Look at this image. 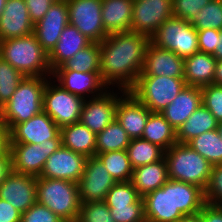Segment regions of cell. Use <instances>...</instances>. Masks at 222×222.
Returning a JSON list of instances; mask_svg holds the SVG:
<instances>
[{
  "mask_svg": "<svg viewBox=\"0 0 222 222\" xmlns=\"http://www.w3.org/2000/svg\"><path fill=\"white\" fill-rule=\"evenodd\" d=\"M178 222H202V218L201 215L198 213L195 215L184 216Z\"/></svg>",
  "mask_w": 222,
  "mask_h": 222,
  "instance_id": "db71d44e",
  "label": "cell"
},
{
  "mask_svg": "<svg viewBox=\"0 0 222 222\" xmlns=\"http://www.w3.org/2000/svg\"><path fill=\"white\" fill-rule=\"evenodd\" d=\"M133 169L164 158L165 150L142 138H133L126 148Z\"/></svg>",
  "mask_w": 222,
  "mask_h": 222,
  "instance_id": "4dcf8cb0",
  "label": "cell"
},
{
  "mask_svg": "<svg viewBox=\"0 0 222 222\" xmlns=\"http://www.w3.org/2000/svg\"><path fill=\"white\" fill-rule=\"evenodd\" d=\"M21 222H64L45 205L36 202L21 215Z\"/></svg>",
  "mask_w": 222,
  "mask_h": 222,
  "instance_id": "ee69618b",
  "label": "cell"
},
{
  "mask_svg": "<svg viewBox=\"0 0 222 222\" xmlns=\"http://www.w3.org/2000/svg\"><path fill=\"white\" fill-rule=\"evenodd\" d=\"M115 222H146L144 203H133L129 206H108Z\"/></svg>",
  "mask_w": 222,
  "mask_h": 222,
  "instance_id": "b9f144b4",
  "label": "cell"
},
{
  "mask_svg": "<svg viewBox=\"0 0 222 222\" xmlns=\"http://www.w3.org/2000/svg\"><path fill=\"white\" fill-rule=\"evenodd\" d=\"M96 156L101 160L108 173L116 182L131 181L133 167L126 150L104 152Z\"/></svg>",
  "mask_w": 222,
  "mask_h": 222,
  "instance_id": "e575fe53",
  "label": "cell"
},
{
  "mask_svg": "<svg viewBox=\"0 0 222 222\" xmlns=\"http://www.w3.org/2000/svg\"><path fill=\"white\" fill-rule=\"evenodd\" d=\"M213 84L222 86V60L217 61Z\"/></svg>",
  "mask_w": 222,
  "mask_h": 222,
  "instance_id": "816d5d0a",
  "label": "cell"
},
{
  "mask_svg": "<svg viewBox=\"0 0 222 222\" xmlns=\"http://www.w3.org/2000/svg\"><path fill=\"white\" fill-rule=\"evenodd\" d=\"M57 0H25L33 24L41 20Z\"/></svg>",
  "mask_w": 222,
  "mask_h": 222,
  "instance_id": "bcb514c9",
  "label": "cell"
},
{
  "mask_svg": "<svg viewBox=\"0 0 222 222\" xmlns=\"http://www.w3.org/2000/svg\"><path fill=\"white\" fill-rule=\"evenodd\" d=\"M69 24L67 0H57L45 16L34 24V34L41 47L50 54L64 28Z\"/></svg>",
  "mask_w": 222,
  "mask_h": 222,
  "instance_id": "e0dca14e",
  "label": "cell"
},
{
  "mask_svg": "<svg viewBox=\"0 0 222 222\" xmlns=\"http://www.w3.org/2000/svg\"><path fill=\"white\" fill-rule=\"evenodd\" d=\"M34 33L25 0H7L0 16V41Z\"/></svg>",
  "mask_w": 222,
  "mask_h": 222,
  "instance_id": "44dd1931",
  "label": "cell"
},
{
  "mask_svg": "<svg viewBox=\"0 0 222 222\" xmlns=\"http://www.w3.org/2000/svg\"><path fill=\"white\" fill-rule=\"evenodd\" d=\"M159 48L173 51L182 58L199 51L197 29L188 21L172 16L150 37Z\"/></svg>",
  "mask_w": 222,
  "mask_h": 222,
  "instance_id": "ba28073f",
  "label": "cell"
},
{
  "mask_svg": "<svg viewBox=\"0 0 222 222\" xmlns=\"http://www.w3.org/2000/svg\"><path fill=\"white\" fill-rule=\"evenodd\" d=\"M114 90L109 88L102 95L84 101L79 121L96 135L116 119L118 99L126 90Z\"/></svg>",
  "mask_w": 222,
  "mask_h": 222,
  "instance_id": "7c38bea8",
  "label": "cell"
},
{
  "mask_svg": "<svg viewBox=\"0 0 222 222\" xmlns=\"http://www.w3.org/2000/svg\"><path fill=\"white\" fill-rule=\"evenodd\" d=\"M49 139H61L60 127L44 111L10 131V143L40 144Z\"/></svg>",
  "mask_w": 222,
  "mask_h": 222,
  "instance_id": "ac0fdd59",
  "label": "cell"
},
{
  "mask_svg": "<svg viewBox=\"0 0 222 222\" xmlns=\"http://www.w3.org/2000/svg\"><path fill=\"white\" fill-rule=\"evenodd\" d=\"M217 60L212 54L197 51L184 58V80L188 86L213 84Z\"/></svg>",
  "mask_w": 222,
  "mask_h": 222,
  "instance_id": "d4e9b609",
  "label": "cell"
},
{
  "mask_svg": "<svg viewBox=\"0 0 222 222\" xmlns=\"http://www.w3.org/2000/svg\"><path fill=\"white\" fill-rule=\"evenodd\" d=\"M134 0H102V24L108 34L131 31Z\"/></svg>",
  "mask_w": 222,
  "mask_h": 222,
  "instance_id": "484cf974",
  "label": "cell"
},
{
  "mask_svg": "<svg viewBox=\"0 0 222 222\" xmlns=\"http://www.w3.org/2000/svg\"><path fill=\"white\" fill-rule=\"evenodd\" d=\"M85 99L65 90L50 77L43 93V111L60 127L79 122Z\"/></svg>",
  "mask_w": 222,
  "mask_h": 222,
  "instance_id": "9c48e42d",
  "label": "cell"
},
{
  "mask_svg": "<svg viewBox=\"0 0 222 222\" xmlns=\"http://www.w3.org/2000/svg\"><path fill=\"white\" fill-rule=\"evenodd\" d=\"M187 144L212 165L222 164V138L217 129L204 132Z\"/></svg>",
  "mask_w": 222,
  "mask_h": 222,
  "instance_id": "836d02e7",
  "label": "cell"
},
{
  "mask_svg": "<svg viewBox=\"0 0 222 222\" xmlns=\"http://www.w3.org/2000/svg\"><path fill=\"white\" fill-rule=\"evenodd\" d=\"M7 0H0V16L2 15V12L4 10V6Z\"/></svg>",
  "mask_w": 222,
  "mask_h": 222,
  "instance_id": "11a10c76",
  "label": "cell"
},
{
  "mask_svg": "<svg viewBox=\"0 0 222 222\" xmlns=\"http://www.w3.org/2000/svg\"><path fill=\"white\" fill-rule=\"evenodd\" d=\"M131 138L115 119L96 135V155L104 152L126 150Z\"/></svg>",
  "mask_w": 222,
  "mask_h": 222,
  "instance_id": "1f68e13d",
  "label": "cell"
},
{
  "mask_svg": "<svg viewBox=\"0 0 222 222\" xmlns=\"http://www.w3.org/2000/svg\"><path fill=\"white\" fill-rule=\"evenodd\" d=\"M202 222H222V206L205 204L200 213Z\"/></svg>",
  "mask_w": 222,
  "mask_h": 222,
  "instance_id": "c3c4849f",
  "label": "cell"
},
{
  "mask_svg": "<svg viewBox=\"0 0 222 222\" xmlns=\"http://www.w3.org/2000/svg\"><path fill=\"white\" fill-rule=\"evenodd\" d=\"M149 43V36L134 31L109 34L99 43L102 81L129 91L137 83Z\"/></svg>",
  "mask_w": 222,
  "mask_h": 222,
  "instance_id": "6da1fadb",
  "label": "cell"
},
{
  "mask_svg": "<svg viewBox=\"0 0 222 222\" xmlns=\"http://www.w3.org/2000/svg\"><path fill=\"white\" fill-rule=\"evenodd\" d=\"M10 152V132L0 121V157Z\"/></svg>",
  "mask_w": 222,
  "mask_h": 222,
  "instance_id": "681fc988",
  "label": "cell"
},
{
  "mask_svg": "<svg viewBox=\"0 0 222 222\" xmlns=\"http://www.w3.org/2000/svg\"><path fill=\"white\" fill-rule=\"evenodd\" d=\"M12 172V158L9 152L5 156L0 157V185L4 182L7 176Z\"/></svg>",
  "mask_w": 222,
  "mask_h": 222,
  "instance_id": "f907efd6",
  "label": "cell"
},
{
  "mask_svg": "<svg viewBox=\"0 0 222 222\" xmlns=\"http://www.w3.org/2000/svg\"><path fill=\"white\" fill-rule=\"evenodd\" d=\"M213 56L217 61L222 60V29L219 30V38H217V45Z\"/></svg>",
  "mask_w": 222,
  "mask_h": 222,
  "instance_id": "f5cc1de1",
  "label": "cell"
},
{
  "mask_svg": "<svg viewBox=\"0 0 222 222\" xmlns=\"http://www.w3.org/2000/svg\"><path fill=\"white\" fill-rule=\"evenodd\" d=\"M115 183L97 156L87 158L84 172L78 182L81 203L104 201Z\"/></svg>",
  "mask_w": 222,
  "mask_h": 222,
  "instance_id": "5bb4252c",
  "label": "cell"
},
{
  "mask_svg": "<svg viewBox=\"0 0 222 222\" xmlns=\"http://www.w3.org/2000/svg\"><path fill=\"white\" fill-rule=\"evenodd\" d=\"M24 77L21 72L0 57V108L11 99Z\"/></svg>",
  "mask_w": 222,
  "mask_h": 222,
  "instance_id": "74e56055",
  "label": "cell"
},
{
  "mask_svg": "<svg viewBox=\"0 0 222 222\" xmlns=\"http://www.w3.org/2000/svg\"><path fill=\"white\" fill-rule=\"evenodd\" d=\"M150 113L151 111L130 91H126L118 99L116 120L131 139L142 137Z\"/></svg>",
  "mask_w": 222,
  "mask_h": 222,
  "instance_id": "7402d4cb",
  "label": "cell"
},
{
  "mask_svg": "<svg viewBox=\"0 0 222 222\" xmlns=\"http://www.w3.org/2000/svg\"><path fill=\"white\" fill-rule=\"evenodd\" d=\"M218 122L212 113L201 104L176 131L177 143L187 144L204 132L217 129Z\"/></svg>",
  "mask_w": 222,
  "mask_h": 222,
  "instance_id": "f1b7e54d",
  "label": "cell"
},
{
  "mask_svg": "<svg viewBox=\"0 0 222 222\" xmlns=\"http://www.w3.org/2000/svg\"><path fill=\"white\" fill-rule=\"evenodd\" d=\"M0 57L24 76L52 77L49 54L41 47L34 33L0 41Z\"/></svg>",
  "mask_w": 222,
  "mask_h": 222,
  "instance_id": "3957f363",
  "label": "cell"
},
{
  "mask_svg": "<svg viewBox=\"0 0 222 222\" xmlns=\"http://www.w3.org/2000/svg\"><path fill=\"white\" fill-rule=\"evenodd\" d=\"M52 78L68 92L84 99L100 96L109 89L102 81L100 72L54 70Z\"/></svg>",
  "mask_w": 222,
  "mask_h": 222,
  "instance_id": "d6986e66",
  "label": "cell"
},
{
  "mask_svg": "<svg viewBox=\"0 0 222 222\" xmlns=\"http://www.w3.org/2000/svg\"><path fill=\"white\" fill-rule=\"evenodd\" d=\"M86 161V156L61 145L48 157L39 177L78 183L84 172Z\"/></svg>",
  "mask_w": 222,
  "mask_h": 222,
  "instance_id": "9a60e30c",
  "label": "cell"
},
{
  "mask_svg": "<svg viewBox=\"0 0 222 222\" xmlns=\"http://www.w3.org/2000/svg\"><path fill=\"white\" fill-rule=\"evenodd\" d=\"M164 158L169 179L194 184L205 190L213 165L188 144L175 143L165 151Z\"/></svg>",
  "mask_w": 222,
  "mask_h": 222,
  "instance_id": "8992f818",
  "label": "cell"
},
{
  "mask_svg": "<svg viewBox=\"0 0 222 222\" xmlns=\"http://www.w3.org/2000/svg\"><path fill=\"white\" fill-rule=\"evenodd\" d=\"M197 30L222 29V0H211L190 22Z\"/></svg>",
  "mask_w": 222,
  "mask_h": 222,
  "instance_id": "d590c367",
  "label": "cell"
},
{
  "mask_svg": "<svg viewBox=\"0 0 222 222\" xmlns=\"http://www.w3.org/2000/svg\"><path fill=\"white\" fill-rule=\"evenodd\" d=\"M69 24L92 42L100 43L109 34L102 24V0H67Z\"/></svg>",
  "mask_w": 222,
  "mask_h": 222,
  "instance_id": "8fae6325",
  "label": "cell"
},
{
  "mask_svg": "<svg viewBox=\"0 0 222 222\" xmlns=\"http://www.w3.org/2000/svg\"><path fill=\"white\" fill-rule=\"evenodd\" d=\"M141 138L160 146L165 151L177 143L176 130L159 112L150 113Z\"/></svg>",
  "mask_w": 222,
  "mask_h": 222,
  "instance_id": "f546056e",
  "label": "cell"
},
{
  "mask_svg": "<svg viewBox=\"0 0 222 222\" xmlns=\"http://www.w3.org/2000/svg\"><path fill=\"white\" fill-rule=\"evenodd\" d=\"M143 201L146 222H178L200 213L206 204L202 188L173 179L145 195Z\"/></svg>",
  "mask_w": 222,
  "mask_h": 222,
  "instance_id": "7a4b0ae2",
  "label": "cell"
},
{
  "mask_svg": "<svg viewBox=\"0 0 222 222\" xmlns=\"http://www.w3.org/2000/svg\"><path fill=\"white\" fill-rule=\"evenodd\" d=\"M62 145L87 158L96 156V134L80 121L60 128Z\"/></svg>",
  "mask_w": 222,
  "mask_h": 222,
  "instance_id": "83f0119b",
  "label": "cell"
},
{
  "mask_svg": "<svg viewBox=\"0 0 222 222\" xmlns=\"http://www.w3.org/2000/svg\"><path fill=\"white\" fill-rule=\"evenodd\" d=\"M217 131L219 133V136L222 138V122L218 123Z\"/></svg>",
  "mask_w": 222,
  "mask_h": 222,
  "instance_id": "9f6ffc18",
  "label": "cell"
},
{
  "mask_svg": "<svg viewBox=\"0 0 222 222\" xmlns=\"http://www.w3.org/2000/svg\"><path fill=\"white\" fill-rule=\"evenodd\" d=\"M0 199L20 213L27 211L37 202V178L12 171L0 185Z\"/></svg>",
  "mask_w": 222,
  "mask_h": 222,
  "instance_id": "2e32d148",
  "label": "cell"
},
{
  "mask_svg": "<svg viewBox=\"0 0 222 222\" xmlns=\"http://www.w3.org/2000/svg\"><path fill=\"white\" fill-rule=\"evenodd\" d=\"M62 145L61 139H49L40 144L10 143L12 171L40 176L48 157Z\"/></svg>",
  "mask_w": 222,
  "mask_h": 222,
  "instance_id": "30bf717a",
  "label": "cell"
},
{
  "mask_svg": "<svg viewBox=\"0 0 222 222\" xmlns=\"http://www.w3.org/2000/svg\"><path fill=\"white\" fill-rule=\"evenodd\" d=\"M37 178V202L45 205L64 222H76L81 200L78 183L67 180Z\"/></svg>",
  "mask_w": 222,
  "mask_h": 222,
  "instance_id": "5b68a950",
  "label": "cell"
},
{
  "mask_svg": "<svg viewBox=\"0 0 222 222\" xmlns=\"http://www.w3.org/2000/svg\"><path fill=\"white\" fill-rule=\"evenodd\" d=\"M21 215L9 202L0 199V222H21Z\"/></svg>",
  "mask_w": 222,
  "mask_h": 222,
  "instance_id": "7dc6e473",
  "label": "cell"
},
{
  "mask_svg": "<svg viewBox=\"0 0 222 222\" xmlns=\"http://www.w3.org/2000/svg\"><path fill=\"white\" fill-rule=\"evenodd\" d=\"M197 35L199 51L213 55L217 45V38H219V30H197Z\"/></svg>",
  "mask_w": 222,
  "mask_h": 222,
  "instance_id": "f6af8a7d",
  "label": "cell"
},
{
  "mask_svg": "<svg viewBox=\"0 0 222 222\" xmlns=\"http://www.w3.org/2000/svg\"><path fill=\"white\" fill-rule=\"evenodd\" d=\"M186 86L184 78L139 76L129 90L151 112H161Z\"/></svg>",
  "mask_w": 222,
  "mask_h": 222,
  "instance_id": "52a82bcc",
  "label": "cell"
},
{
  "mask_svg": "<svg viewBox=\"0 0 222 222\" xmlns=\"http://www.w3.org/2000/svg\"><path fill=\"white\" fill-rule=\"evenodd\" d=\"M76 222H115L104 201L81 203Z\"/></svg>",
  "mask_w": 222,
  "mask_h": 222,
  "instance_id": "f35d334b",
  "label": "cell"
},
{
  "mask_svg": "<svg viewBox=\"0 0 222 222\" xmlns=\"http://www.w3.org/2000/svg\"><path fill=\"white\" fill-rule=\"evenodd\" d=\"M202 104L209 109L217 122H222V86L210 84L201 87Z\"/></svg>",
  "mask_w": 222,
  "mask_h": 222,
  "instance_id": "60d3db41",
  "label": "cell"
},
{
  "mask_svg": "<svg viewBox=\"0 0 222 222\" xmlns=\"http://www.w3.org/2000/svg\"><path fill=\"white\" fill-rule=\"evenodd\" d=\"M202 104L200 87L186 85L176 98L160 113L177 131L189 116Z\"/></svg>",
  "mask_w": 222,
  "mask_h": 222,
  "instance_id": "603a6c76",
  "label": "cell"
},
{
  "mask_svg": "<svg viewBox=\"0 0 222 222\" xmlns=\"http://www.w3.org/2000/svg\"><path fill=\"white\" fill-rule=\"evenodd\" d=\"M204 196L207 204L222 206V164L212 166Z\"/></svg>",
  "mask_w": 222,
  "mask_h": 222,
  "instance_id": "ab89813d",
  "label": "cell"
},
{
  "mask_svg": "<svg viewBox=\"0 0 222 222\" xmlns=\"http://www.w3.org/2000/svg\"><path fill=\"white\" fill-rule=\"evenodd\" d=\"M49 78L25 76L11 99L0 108V121L9 132L43 111V93Z\"/></svg>",
  "mask_w": 222,
  "mask_h": 222,
  "instance_id": "277c9868",
  "label": "cell"
},
{
  "mask_svg": "<svg viewBox=\"0 0 222 222\" xmlns=\"http://www.w3.org/2000/svg\"><path fill=\"white\" fill-rule=\"evenodd\" d=\"M172 16V0H134L131 31L151 37Z\"/></svg>",
  "mask_w": 222,
  "mask_h": 222,
  "instance_id": "4fadbf2b",
  "label": "cell"
},
{
  "mask_svg": "<svg viewBox=\"0 0 222 222\" xmlns=\"http://www.w3.org/2000/svg\"><path fill=\"white\" fill-rule=\"evenodd\" d=\"M211 0H172L173 16L191 22Z\"/></svg>",
  "mask_w": 222,
  "mask_h": 222,
  "instance_id": "7bdbcfd3",
  "label": "cell"
},
{
  "mask_svg": "<svg viewBox=\"0 0 222 222\" xmlns=\"http://www.w3.org/2000/svg\"><path fill=\"white\" fill-rule=\"evenodd\" d=\"M99 43L90 45L78 51L72 58L65 61L55 70H75L77 72H100Z\"/></svg>",
  "mask_w": 222,
  "mask_h": 222,
  "instance_id": "d6a6232c",
  "label": "cell"
},
{
  "mask_svg": "<svg viewBox=\"0 0 222 222\" xmlns=\"http://www.w3.org/2000/svg\"><path fill=\"white\" fill-rule=\"evenodd\" d=\"M139 76L184 78V58L149 43Z\"/></svg>",
  "mask_w": 222,
  "mask_h": 222,
  "instance_id": "ffe728a7",
  "label": "cell"
},
{
  "mask_svg": "<svg viewBox=\"0 0 222 222\" xmlns=\"http://www.w3.org/2000/svg\"><path fill=\"white\" fill-rule=\"evenodd\" d=\"M104 202L107 206H129L133 203H144L131 181L116 182L108 191Z\"/></svg>",
  "mask_w": 222,
  "mask_h": 222,
  "instance_id": "8d00e7d4",
  "label": "cell"
},
{
  "mask_svg": "<svg viewBox=\"0 0 222 222\" xmlns=\"http://www.w3.org/2000/svg\"><path fill=\"white\" fill-rule=\"evenodd\" d=\"M92 41L75 26L68 24L62 31L55 48L49 54V67L53 72L78 51L90 45Z\"/></svg>",
  "mask_w": 222,
  "mask_h": 222,
  "instance_id": "cb8c5ba5",
  "label": "cell"
},
{
  "mask_svg": "<svg viewBox=\"0 0 222 222\" xmlns=\"http://www.w3.org/2000/svg\"><path fill=\"white\" fill-rule=\"evenodd\" d=\"M168 170L165 158L151 164L133 169L131 182L139 195L143 198L148 193L159 189L167 181Z\"/></svg>",
  "mask_w": 222,
  "mask_h": 222,
  "instance_id": "4316f807",
  "label": "cell"
}]
</instances>
